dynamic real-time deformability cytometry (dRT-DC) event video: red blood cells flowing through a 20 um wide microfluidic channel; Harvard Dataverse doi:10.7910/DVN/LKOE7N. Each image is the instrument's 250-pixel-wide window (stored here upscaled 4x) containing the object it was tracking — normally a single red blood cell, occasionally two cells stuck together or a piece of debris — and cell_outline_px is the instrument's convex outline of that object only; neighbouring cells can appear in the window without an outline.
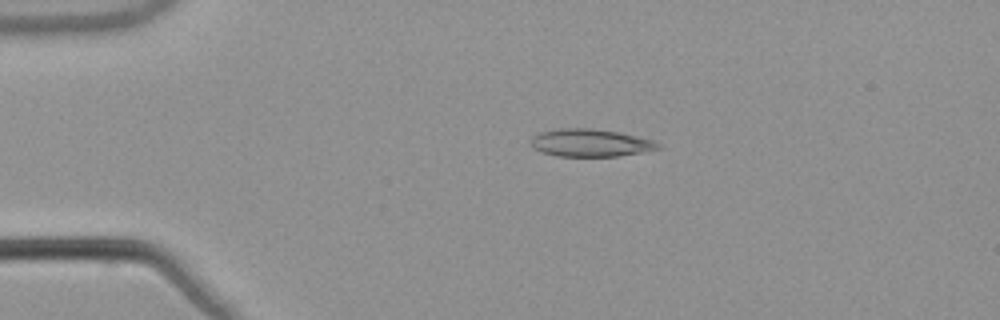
{"species": "common noctule bat (a hibernating species)", "species_latin": "Nyctalus noctula", "temperature_condition": "warm", "stored_images_in_passage": 53, "camera_frame_rate_fps": 3000, "um_per_image_px": 0.085, "animal": {"sex": "male", "body_mass_g": 21.5, "forearm_length_mm": 52.0}, "frame": {"image": 1, "passage_image": 11, "time_ms": 3.333, "image_size_px": [1000, 320], "cell_outline_px": [[664, 148], [616, 156], [556, 156], [532, 148], [532, 136], [540, 132], [556, 128], [588, 128], [616, 132], [636, 136], [652, 140], [660, 144]], "centroid_in_image_um": [50.17, 12.14], "position_along_channel_um": 34.8, "area_um2": 20.29}}
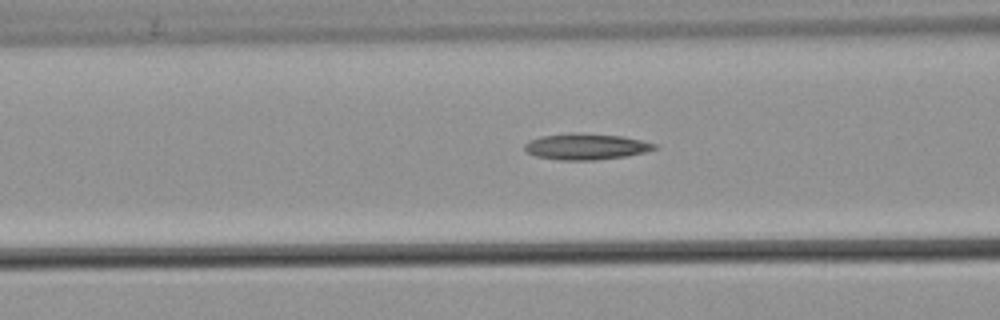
{"frame": {"image": 2, "passage_image": 21, "time_ms": 6.667, "image_size_px": [1000, 320], "cell_outline_px": [[660, 148], [644, 152], [624, 156], [596, 160], [560, 160], [536, 156], [528, 152], [524, 148], [524, 144], [528, 140], [540, 136], [568, 132], [580, 132], [624, 136], [644, 140], [660, 144]], "centroid_in_image_um": [49.85, 12.43], "position_along_channel_um": 116.7, "area_um2": 20.23}}
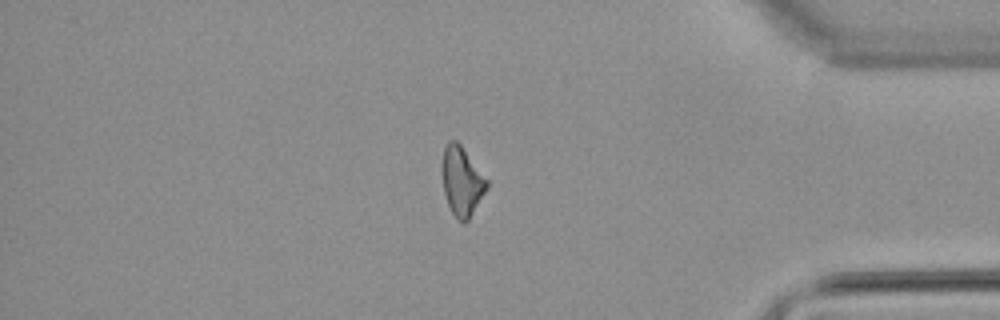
{"frame": {"image": 3, "passage_image": 45, "time_ms": 14.667, "image_size_px": [1000, 320], "cell_outline_px": [[488, 188], [468, 220], [464, 224], [456, 220], [448, 204], [444, 192], [440, 168], [440, 164], [444, 148], [448, 140], [456, 140], [460, 144], [488, 180]], "centroid_in_image_um": [39.23, 15.4], "position_along_channel_um": 396.0, "area_um2": 18.26}}